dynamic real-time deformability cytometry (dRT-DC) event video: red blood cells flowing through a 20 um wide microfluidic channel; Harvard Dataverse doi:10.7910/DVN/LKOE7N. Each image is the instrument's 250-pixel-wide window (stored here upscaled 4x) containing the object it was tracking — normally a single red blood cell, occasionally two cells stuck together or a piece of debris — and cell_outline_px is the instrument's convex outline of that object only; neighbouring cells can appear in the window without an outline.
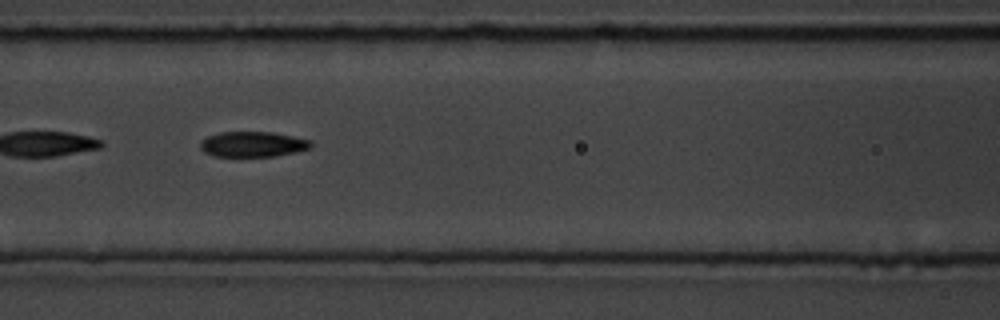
{"species": "common noctule bat (a hibernating species)", "species_latin": "Nyctalus noctula", "temperature_condition": "room temperature", "stored_images_in_passage": 55, "segment_of_instrument_passage": [2, 2], "camera_frame_rate_fps": 3000, "um_per_image_px": 0.085, "animal": {"sex": "male", "body_mass_g": 19.5, "forearm_length_mm": 54.6}, "frame": {"image": 1, "passage_image": 24, "time_ms": 7.667, "image_size_px": [1000, 320], "cell_outline_px": [[312, 144], [308, 148], [296, 152], [272, 156], [212, 156], [204, 152], [200, 148], [200, 140], [208, 136], [220, 132], [272, 132], [312, 140]], "centroid_in_image_um": [21.45, 12.25], "position_along_channel_um": 145.1, "area_um2": 16.3}}
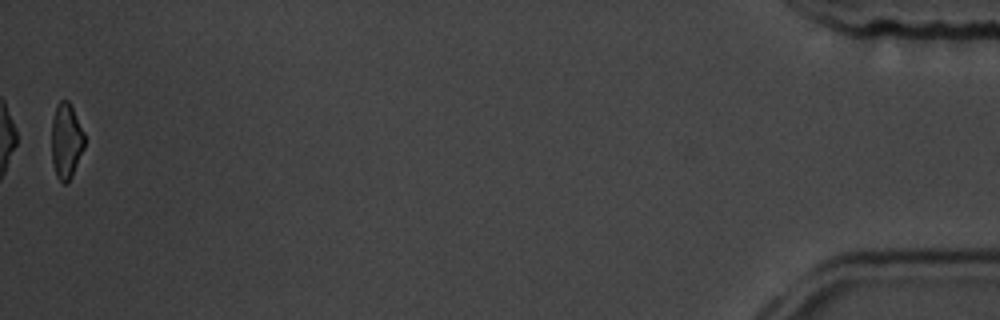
{"frame": {"image": 2, "passage_image": 55, "time_ms": 18.0, "image_size_px": [1000, 320], "cell_outline_px": [[84, 148], [72, 176], [68, 184], [64, 184], [56, 176], [52, 164], [52, 120], [56, 104], [60, 100], [68, 100], [84, 132]], "centroid_in_image_um": [5.62, 12.0], "position_along_channel_um": 429.6, "area_um2": 14.51}}